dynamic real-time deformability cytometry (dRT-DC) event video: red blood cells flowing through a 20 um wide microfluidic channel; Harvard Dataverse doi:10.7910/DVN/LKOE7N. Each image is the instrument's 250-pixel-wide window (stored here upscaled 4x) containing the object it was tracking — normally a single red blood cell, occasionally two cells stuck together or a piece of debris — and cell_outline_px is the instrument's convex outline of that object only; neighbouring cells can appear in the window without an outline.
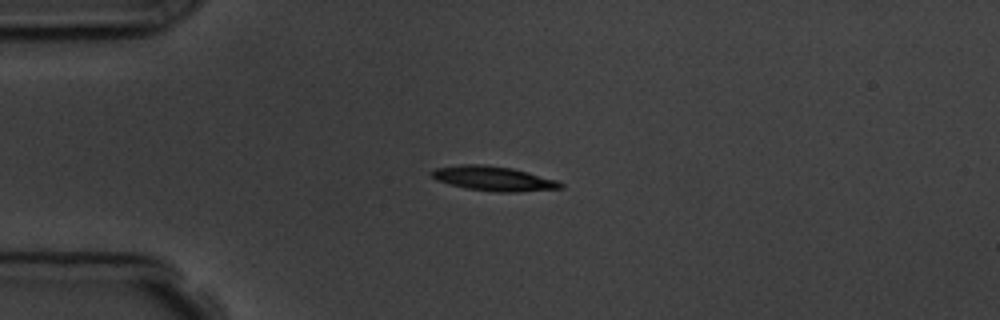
{"species": "common noctule bat (a hibernating species)", "species_latin": "Nyctalus noctula", "temperature_condition": "room temperature", "stored_images_in_passage": 8, "camera_frame_rate_fps": 3000, "um_per_image_px": 0.085, "animal": {"sex": "male", "body_mass_g": 19.5, "forearm_length_mm": 54.6}, "frame": {"image": 1, "passage_image": 3, "time_ms": 2.333, "image_size_px": [1000, 320], "cell_outline_px": [[564, 188], [512, 192], [496, 192], [464, 188], [448, 184], [436, 180], [428, 172], [436, 168], [460, 164], [484, 164], [512, 168], [528, 172], [556, 180], [564, 184]], "centroid_in_image_um": [41.91, 15.17], "position_along_channel_um": 43.1, "area_um2": 18.55}}
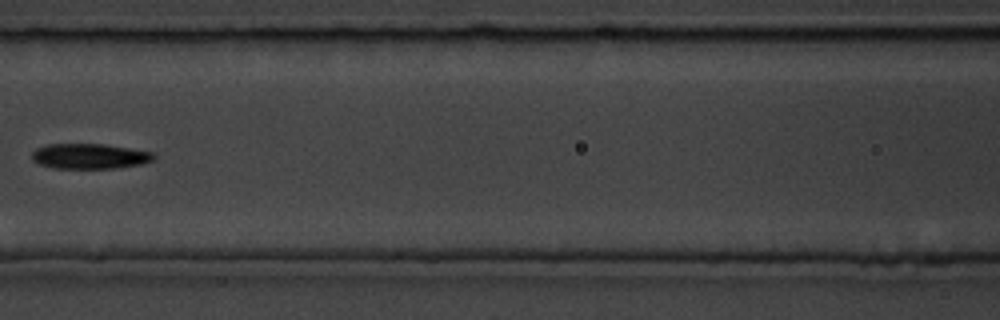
{"frame": {"image": 2, "passage_image": 6, "time_ms": 6.0, "image_size_px": [1000, 320], "cell_outline_px": [[156, 156], [152, 160], [140, 164], [116, 168], [52, 168], [40, 164], [32, 160], [32, 152], [36, 148], [48, 144], [104, 144], [152, 152]], "centroid_in_image_um": [7.58, 13.27], "position_along_channel_um": 159.0, "area_um2": 17.8}}